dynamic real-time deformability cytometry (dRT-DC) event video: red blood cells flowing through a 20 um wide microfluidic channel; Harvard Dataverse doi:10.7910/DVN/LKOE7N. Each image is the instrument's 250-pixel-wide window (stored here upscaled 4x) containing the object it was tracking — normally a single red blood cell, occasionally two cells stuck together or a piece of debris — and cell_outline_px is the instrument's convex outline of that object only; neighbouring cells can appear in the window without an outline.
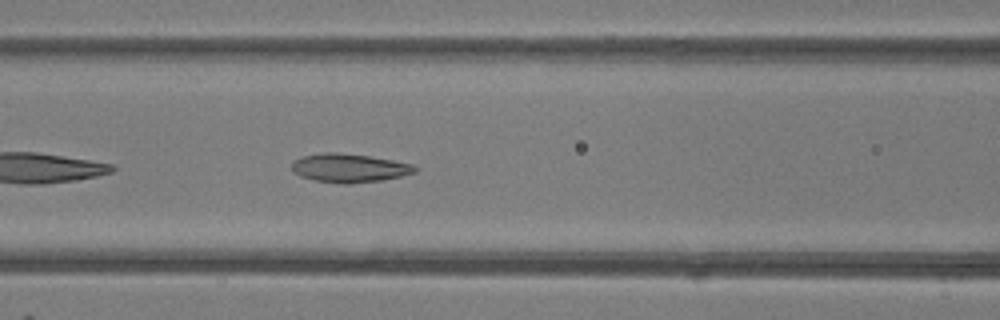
{"species": "common noctule bat (a hibernating species)", "species_latin": "Nyctalus noctula", "temperature_condition": "room temperature", "stored_images_in_passage": 35, "camera_frame_rate_fps": 3000, "um_per_image_px": 0.085, "animal": {"sex": "female"}, "frame": {"image": 1, "passage_image": 7, "time_ms": 2.0, "image_size_px": [1000, 320], "cell_outline_px": [[420, 168], [416, 172], [400, 176], [380, 180], [348, 184], [344, 184], [316, 180], [300, 176], [292, 172], [292, 164], [296, 160], [304, 156], [324, 152], [336, 152], [368, 156], [392, 160], [412, 164]], "centroid_in_image_um": [29.7, 14.28], "position_along_channel_um": 136.9, "area_um2": 20.35}}
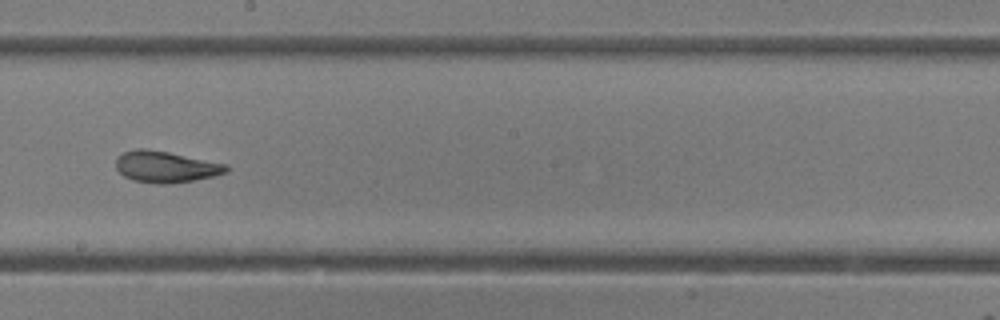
{"frame": {"image": 2, "passage_image": 14, "time_ms": 4.333, "image_size_px": [1000, 320], "cell_outline_px": [[228, 172], [212, 176], [172, 184], [156, 184], [132, 180], [124, 176], [116, 168], [116, 156], [124, 152], [136, 148], [144, 148], [168, 152], [228, 164]], "centroid_in_image_um": [14.06, 14.18], "position_along_channel_um": 234.1, "area_um2": 20.23}}
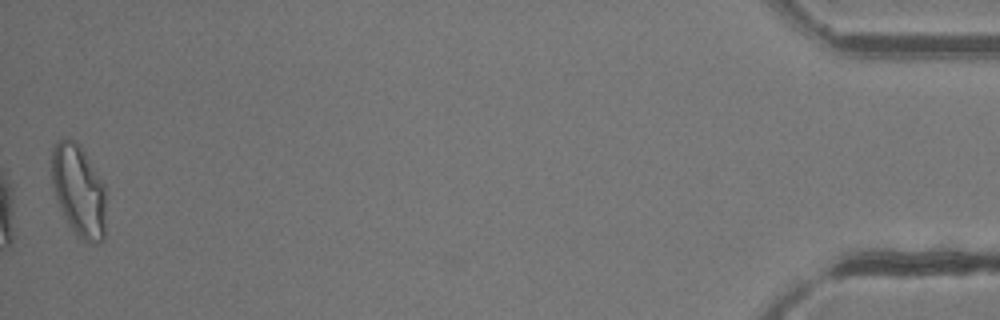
{"frame": {"image": 3, "passage_image": 35, "time_ms": 11.333, "image_size_px": [1000, 320], "cell_outline_px": [[104, 240], [96, 244], [88, 244], [68, 224], [56, 196], [52, 184], [52, 148], [56, 140], [72, 140], [80, 144], [104, 184]], "centroid_in_image_um": [6.69, 16.19], "position_along_channel_um": 428.5, "area_um2": 28.61}, "authors_computed_cell_mechanics": {"area_um2": 20.6924, "velocity_mm_per_s": 4.1647, "shape_relaxation_time_tau1_ms": null, "shape_relaxation_time_tau2_ms": 1.8556, "deformation_change_tau1": null, "deformation_change_tau2": 0.0789}}